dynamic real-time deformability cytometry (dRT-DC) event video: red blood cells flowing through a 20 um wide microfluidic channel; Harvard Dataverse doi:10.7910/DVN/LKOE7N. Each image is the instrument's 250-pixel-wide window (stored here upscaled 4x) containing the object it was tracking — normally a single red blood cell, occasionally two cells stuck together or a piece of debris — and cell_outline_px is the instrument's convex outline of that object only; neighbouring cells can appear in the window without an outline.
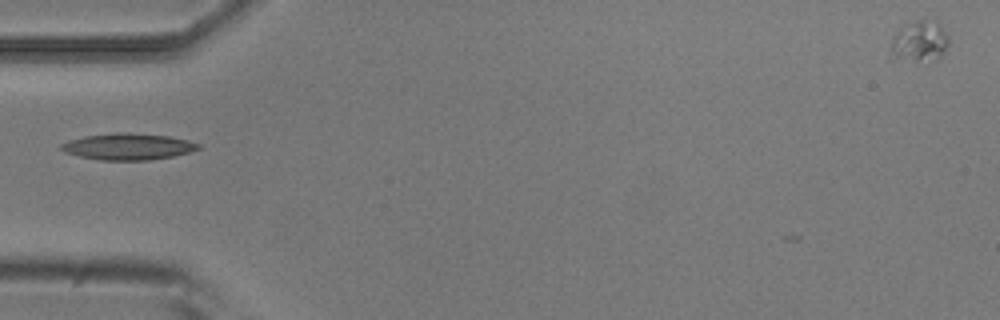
{"species": "common noctule bat (a hibernating species)", "species_latin": "Nyctalus noctula", "temperature_condition": "room temperature", "stored_images_in_passage": 28, "camera_frame_rate_fps": 3000, "um_per_image_px": 0.085, "animal": {"sex": "male", "body_mass_g": 20.5, "forearm_length_mm": 52.5}, "frame": {"image": 1, "passage_image": 1, "time_ms": 0.0, "image_size_px": [1000, 320], "cell_outline_px": [[200, 148], [188, 152], [172, 156], [148, 160], [100, 160], [80, 156], [64, 152], [60, 148], [60, 144], [68, 140], [84, 136], [116, 132], [128, 132], [168, 136], [188, 140], [200, 144]], "centroid_in_image_um": [10.85, 12.45], "position_along_channel_um": 74.2, "area_um2": 21.1}}
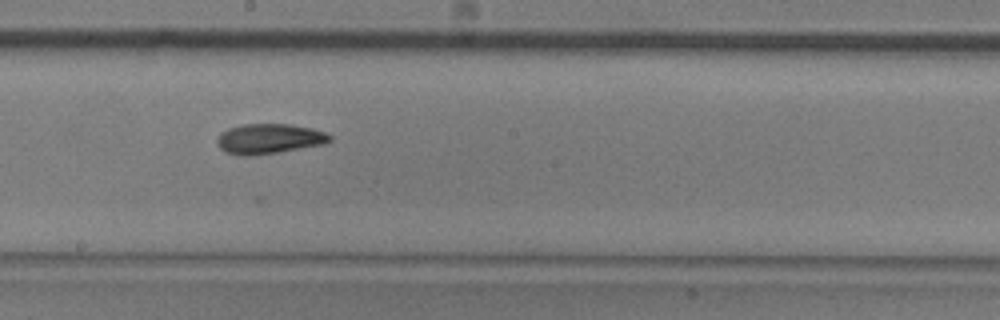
{"frame": {"image": 2, "passage_image": 13, "time_ms": 4.0, "image_size_px": [1000, 320], "cell_outline_px": [[332, 140], [324, 144], [280, 152], [248, 156], [240, 156], [224, 152], [216, 144], [216, 140], [220, 132], [228, 128], [244, 124], [288, 124], [312, 128], [324, 132], [332, 136]], "centroid_in_image_um": [22.84, 11.8], "position_along_channel_um": 225.4, "area_um2": 19.94}}
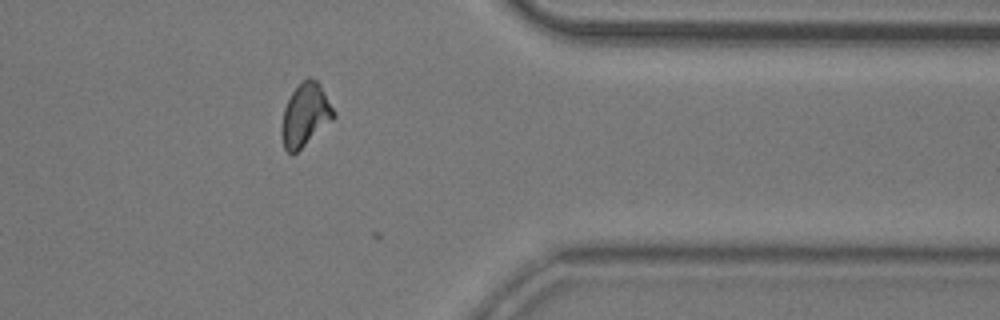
{"frame": {"image": 3, "passage_image": 27, "time_ms": 8.667, "image_size_px": [1000, 320], "cell_outline_px": [[336, 116], [332, 120], [292, 156], [284, 148], [280, 132], [280, 128], [284, 108], [292, 92], [308, 76], [316, 80], [320, 84], [336, 112]], "centroid_in_image_um": [25.94, 9.78], "position_along_channel_um": 385.5, "area_um2": 19.02}}